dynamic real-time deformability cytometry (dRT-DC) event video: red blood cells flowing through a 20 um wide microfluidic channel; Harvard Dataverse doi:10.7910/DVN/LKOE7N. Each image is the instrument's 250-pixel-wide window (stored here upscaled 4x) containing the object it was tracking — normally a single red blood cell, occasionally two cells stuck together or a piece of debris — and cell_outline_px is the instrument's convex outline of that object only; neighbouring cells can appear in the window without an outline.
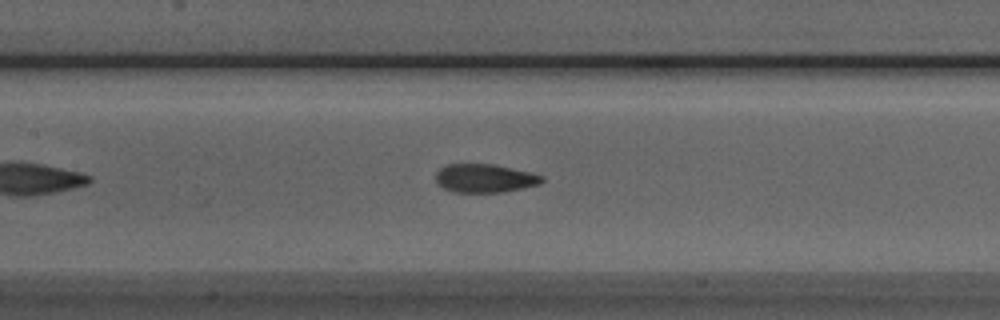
{"species": "Egyptian fruit bat (a non-hibernating species)", "species_latin": "Rousettus aegyptiacus", "temperature_condition": "room temperature", "stored_images_in_passage": 42, "camera_frame_rate_fps": 3000, "um_per_image_px": 0.085, "animal": {"sex": "male"}, "frame": {"image": 1, "passage_image": 14, "time_ms": 4.333, "image_size_px": [1000, 320], "cell_outline_px": [[544, 180], [540, 184], [504, 192], [452, 192], [444, 188], [436, 180], [436, 172], [440, 168], [448, 164], [492, 164], [512, 168], [544, 176]], "centroid_in_image_um": [41.21, 15.15], "position_along_channel_um": 166.2, "area_um2": 17.51}}
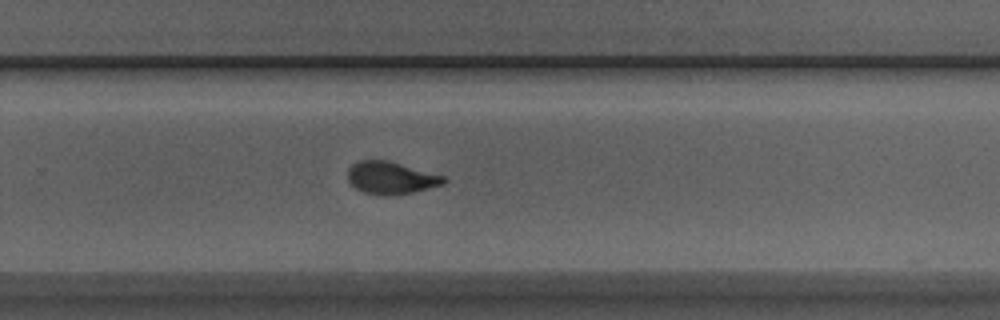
{"frame": {"image": 2, "passage_image": 24, "time_ms": 7.667, "image_size_px": [1000, 320], "cell_outline_px": [[448, 180], [444, 184], [412, 192], [388, 196], [384, 196], [364, 192], [356, 188], [348, 180], [348, 168], [352, 164], [360, 160], [388, 160], [444, 176]], "centroid_in_image_um": [33.22, 15.11], "position_along_channel_um": 296.6, "area_um2": 18.03}}
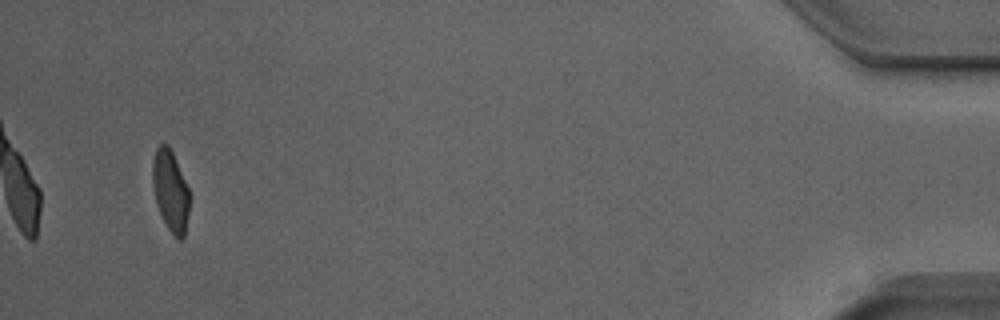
{"frame": {"image": 3, "passage_image": 40, "time_ms": 13.0, "image_size_px": [1000, 320], "cell_outline_px": [[188, 212], [184, 236], [180, 240], [176, 240], [168, 228], [156, 204], [152, 184], [152, 160], [156, 148], [160, 144], [168, 144], [172, 152], [188, 188]], "centroid_in_image_um": [14.46, 16.21], "position_along_channel_um": 420.7, "area_um2": 17.22}, "authors_computed_cell_mechanics": {"area_um2": 18.0625, "velocity_mm_per_s": 3.9259, "shape_relaxation_time_tau1_ms": 3.8057, "shape_relaxation_time_tau2_ms": 1.1547, "deformation_change_tau1": 0.1745, "deformation_change_tau2": 0.0813}}